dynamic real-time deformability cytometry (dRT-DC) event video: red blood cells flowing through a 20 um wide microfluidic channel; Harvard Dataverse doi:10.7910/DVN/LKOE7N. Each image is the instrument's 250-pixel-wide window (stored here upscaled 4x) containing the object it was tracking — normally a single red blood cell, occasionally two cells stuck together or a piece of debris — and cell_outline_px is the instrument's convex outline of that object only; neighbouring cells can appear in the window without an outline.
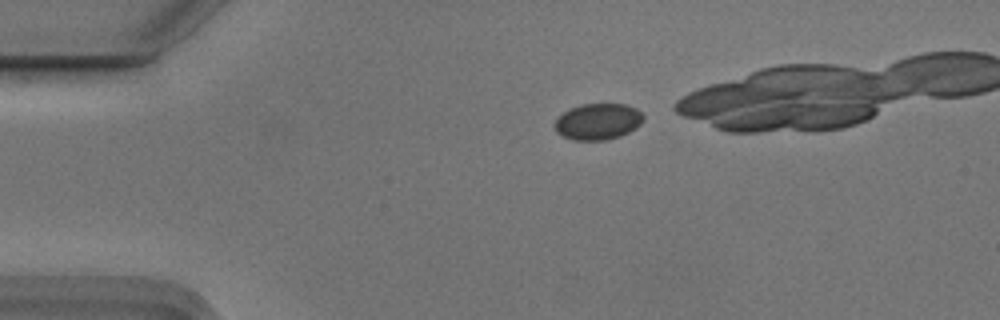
{"species": "Egyptian fruit bat (a non-hibernating species)", "species_latin": "Rousettus aegyptiacus", "temperature_condition": "cold", "stored_images_in_passage": 19, "camera_frame_rate_fps": 3000, "um_per_image_px": 0.085, "animal": {"sex": "male"}, "frame": {"image": 1, "passage_image": 2, "time_ms": 0.333, "image_size_px": [1000, 320], "cell_outline_px": [[644, 120], [636, 128], [620, 136], [604, 140], [576, 140], [564, 136], [556, 132], [552, 124], [568, 108], [580, 104], [628, 104], [636, 108], [644, 116]], "centroid_in_image_um": [50.82, 10.32], "position_along_channel_um": 34.2, "area_um2": 18.84}}
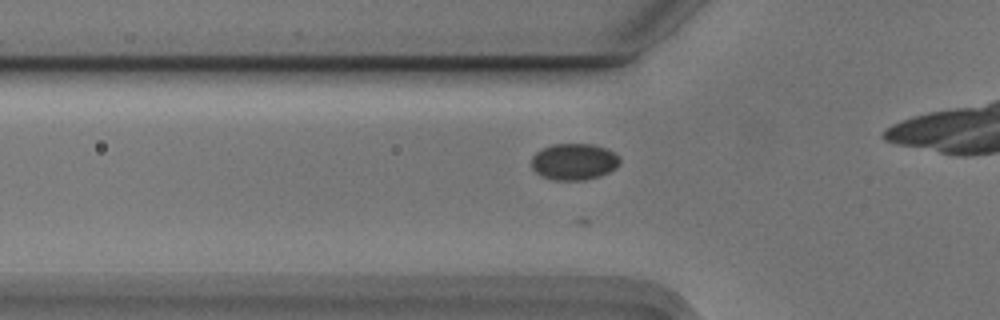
{"frame": {"image": 2, "passage_image": 9, "time_ms": 2.667, "image_size_px": [1000, 320], "cell_outline_px": [[620, 164], [616, 168], [600, 176], [584, 180], [552, 180], [540, 176], [532, 168], [532, 156], [536, 152], [552, 144], [592, 144], [604, 148], [620, 156]], "centroid_in_image_um": [48.79, 13.75], "position_along_channel_um": 77.0, "area_um2": 18.84}}
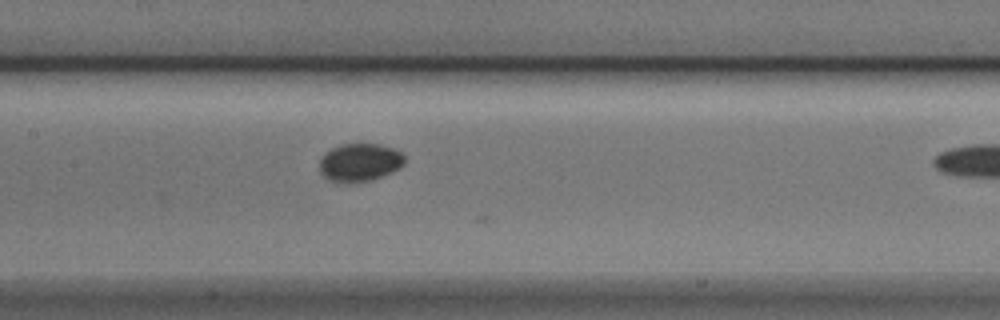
{"frame": {"image": 3, "passage_image": 17, "time_ms": 5.333, "image_size_px": [1000, 320], "cell_outline_px": [[404, 164], [400, 168], [392, 172], [368, 180], [348, 184], [344, 184], [328, 180], [320, 172], [320, 156], [324, 152], [340, 144], [380, 144], [396, 148], [404, 156]], "centroid_in_image_um": [30.55, 13.8], "position_along_channel_um": 176.8, "area_um2": 19.13}}